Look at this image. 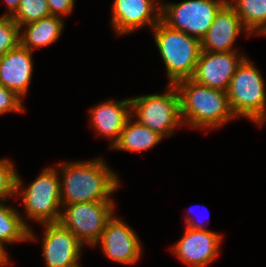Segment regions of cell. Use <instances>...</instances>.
Here are the masks:
<instances>
[{
	"instance_id": "1",
	"label": "cell",
	"mask_w": 266,
	"mask_h": 267,
	"mask_svg": "<svg viewBox=\"0 0 266 267\" xmlns=\"http://www.w3.org/2000/svg\"><path fill=\"white\" fill-rule=\"evenodd\" d=\"M61 204L113 202L110 195L120 185L118 177L101 159L61 165Z\"/></svg>"
},
{
	"instance_id": "2",
	"label": "cell",
	"mask_w": 266,
	"mask_h": 267,
	"mask_svg": "<svg viewBox=\"0 0 266 267\" xmlns=\"http://www.w3.org/2000/svg\"><path fill=\"white\" fill-rule=\"evenodd\" d=\"M175 86L183 123L194 128H214L236 118L226 91L198 84L191 78L178 81Z\"/></svg>"
},
{
	"instance_id": "3",
	"label": "cell",
	"mask_w": 266,
	"mask_h": 267,
	"mask_svg": "<svg viewBox=\"0 0 266 267\" xmlns=\"http://www.w3.org/2000/svg\"><path fill=\"white\" fill-rule=\"evenodd\" d=\"M153 30L156 45L165 62L169 84L192 78L201 53V41L168 27L161 20Z\"/></svg>"
},
{
	"instance_id": "4",
	"label": "cell",
	"mask_w": 266,
	"mask_h": 267,
	"mask_svg": "<svg viewBox=\"0 0 266 267\" xmlns=\"http://www.w3.org/2000/svg\"><path fill=\"white\" fill-rule=\"evenodd\" d=\"M235 116H244L261 125L266 118L264 80L246 58L237 67L226 91Z\"/></svg>"
},
{
	"instance_id": "5",
	"label": "cell",
	"mask_w": 266,
	"mask_h": 267,
	"mask_svg": "<svg viewBox=\"0 0 266 267\" xmlns=\"http://www.w3.org/2000/svg\"><path fill=\"white\" fill-rule=\"evenodd\" d=\"M131 111L136 121L147 126L160 136L171 135L181 125L180 96L175 84H169L164 94L132 98Z\"/></svg>"
},
{
	"instance_id": "6",
	"label": "cell",
	"mask_w": 266,
	"mask_h": 267,
	"mask_svg": "<svg viewBox=\"0 0 266 267\" xmlns=\"http://www.w3.org/2000/svg\"><path fill=\"white\" fill-rule=\"evenodd\" d=\"M226 0H186L161 5V21L200 41L206 36L213 20ZM193 34V35H192Z\"/></svg>"
},
{
	"instance_id": "7",
	"label": "cell",
	"mask_w": 266,
	"mask_h": 267,
	"mask_svg": "<svg viewBox=\"0 0 266 267\" xmlns=\"http://www.w3.org/2000/svg\"><path fill=\"white\" fill-rule=\"evenodd\" d=\"M58 223L73 233L82 243L96 245L112 218L113 202H82L64 205Z\"/></svg>"
},
{
	"instance_id": "8",
	"label": "cell",
	"mask_w": 266,
	"mask_h": 267,
	"mask_svg": "<svg viewBox=\"0 0 266 267\" xmlns=\"http://www.w3.org/2000/svg\"><path fill=\"white\" fill-rule=\"evenodd\" d=\"M53 168H46L22 192L27 216L42 224L58 223L60 218L61 182Z\"/></svg>"
},
{
	"instance_id": "9",
	"label": "cell",
	"mask_w": 266,
	"mask_h": 267,
	"mask_svg": "<svg viewBox=\"0 0 266 267\" xmlns=\"http://www.w3.org/2000/svg\"><path fill=\"white\" fill-rule=\"evenodd\" d=\"M184 236L172 248L176 256L191 267H204L218 255L221 235L205 229L191 217Z\"/></svg>"
},
{
	"instance_id": "10",
	"label": "cell",
	"mask_w": 266,
	"mask_h": 267,
	"mask_svg": "<svg viewBox=\"0 0 266 267\" xmlns=\"http://www.w3.org/2000/svg\"><path fill=\"white\" fill-rule=\"evenodd\" d=\"M245 58L244 55L239 57L236 51H201L191 79L198 84L227 91L237 67Z\"/></svg>"
},
{
	"instance_id": "11",
	"label": "cell",
	"mask_w": 266,
	"mask_h": 267,
	"mask_svg": "<svg viewBox=\"0 0 266 267\" xmlns=\"http://www.w3.org/2000/svg\"><path fill=\"white\" fill-rule=\"evenodd\" d=\"M45 225L43 254L47 267H79L83 243L59 223Z\"/></svg>"
},
{
	"instance_id": "12",
	"label": "cell",
	"mask_w": 266,
	"mask_h": 267,
	"mask_svg": "<svg viewBox=\"0 0 266 267\" xmlns=\"http://www.w3.org/2000/svg\"><path fill=\"white\" fill-rule=\"evenodd\" d=\"M99 241L106 256L113 261L132 264L140 258L142 248L135 231L113 216Z\"/></svg>"
},
{
	"instance_id": "13",
	"label": "cell",
	"mask_w": 266,
	"mask_h": 267,
	"mask_svg": "<svg viewBox=\"0 0 266 267\" xmlns=\"http://www.w3.org/2000/svg\"><path fill=\"white\" fill-rule=\"evenodd\" d=\"M154 6V0H114L112 26L119 35L146 24L153 28L161 20V5H158L156 15Z\"/></svg>"
},
{
	"instance_id": "14",
	"label": "cell",
	"mask_w": 266,
	"mask_h": 267,
	"mask_svg": "<svg viewBox=\"0 0 266 267\" xmlns=\"http://www.w3.org/2000/svg\"><path fill=\"white\" fill-rule=\"evenodd\" d=\"M244 29L240 17L227 1L217 12L206 36L201 40V51L230 52L233 43Z\"/></svg>"
},
{
	"instance_id": "15",
	"label": "cell",
	"mask_w": 266,
	"mask_h": 267,
	"mask_svg": "<svg viewBox=\"0 0 266 267\" xmlns=\"http://www.w3.org/2000/svg\"><path fill=\"white\" fill-rule=\"evenodd\" d=\"M32 62V51L20 44L2 55L0 57V85L23 97L32 77Z\"/></svg>"
},
{
	"instance_id": "16",
	"label": "cell",
	"mask_w": 266,
	"mask_h": 267,
	"mask_svg": "<svg viewBox=\"0 0 266 267\" xmlns=\"http://www.w3.org/2000/svg\"><path fill=\"white\" fill-rule=\"evenodd\" d=\"M131 100L107 101L91 109L94 129L108 138H114L110 147L119 139L122 129L131 117Z\"/></svg>"
},
{
	"instance_id": "17",
	"label": "cell",
	"mask_w": 266,
	"mask_h": 267,
	"mask_svg": "<svg viewBox=\"0 0 266 267\" xmlns=\"http://www.w3.org/2000/svg\"><path fill=\"white\" fill-rule=\"evenodd\" d=\"M23 26H27V31L24 34L20 32V45L32 51L35 47H43L55 42L63 30V21L61 17L50 15L22 25L20 31Z\"/></svg>"
},
{
	"instance_id": "18",
	"label": "cell",
	"mask_w": 266,
	"mask_h": 267,
	"mask_svg": "<svg viewBox=\"0 0 266 267\" xmlns=\"http://www.w3.org/2000/svg\"><path fill=\"white\" fill-rule=\"evenodd\" d=\"M130 117L122 129L118 141L111 147L112 149L137 152L149 149L158 144L163 138L157 132L140 124L132 123Z\"/></svg>"
},
{
	"instance_id": "19",
	"label": "cell",
	"mask_w": 266,
	"mask_h": 267,
	"mask_svg": "<svg viewBox=\"0 0 266 267\" xmlns=\"http://www.w3.org/2000/svg\"><path fill=\"white\" fill-rule=\"evenodd\" d=\"M29 226L13 208L0 204V247L3 243L19 242L33 239Z\"/></svg>"
},
{
	"instance_id": "20",
	"label": "cell",
	"mask_w": 266,
	"mask_h": 267,
	"mask_svg": "<svg viewBox=\"0 0 266 267\" xmlns=\"http://www.w3.org/2000/svg\"><path fill=\"white\" fill-rule=\"evenodd\" d=\"M228 2L237 12L248 34L255 30L260 34L266 27V0H235L233 3Z\"/></svg>"
},
{
	"instance_id": "21",
	"label": "cell",
	"mask_w": 266,
	"mask_h": 267,
	"mask_svg": "<svg viewBox=\"0 0 266 267\" xmlns=\"http://www.w3.org/2000/svg\"><path fill=\"white\" fill-rule=\"evenodd\" d=\"M50 15L47 0H20L18 9L11 18L21 27Z\"/></svg>"
},
{
	"instance_id": "22",
	"label": "cell",
	"mask_w": 266,
	"mask_h": 267,
	"mask_svg": "<svg viewBox=\"0 0 266 267\" xmlns=\"http://www.w3.org/2000/svg\"><path fill=\"white\" fill-rule=\"evenodd\" d=\"M21 178L8 159L0 160V201L17 193L21 189ZM9 195V196H8Z\"/></svg>"
},
{
	"instance_id": "23",
	"label": "cell",
	"mask_w": 266,
	"mask_h": 267,
	"mask_svg": "<svg viewBox=\"0 0 266 267\" xmlns=\"http://www.w3.org/2000/svg\"><path fill=\"white\" fill-rule=\"evenodd\" d=\"M20 27L9 16L0 17V57L20 44Z\"/></svg>"
},
{
	"instance_id": "24",
	"label": "cell",
	"mask_w": 266,
	"mask_h": 267,
	"mask_svg": "<svg viewBox=\"0 0 266 267\" xmlns=\"http://www.w3.org/2000/svg\"><path fill=\"white\" fill-rule=\"evenodd\" d=\"M21 100L16 92L0 85V115L10 111H24Z\"/></svg>"
},
{
	"instance_id": "25",
	"label": "cell",
	"mask_w": 266,
	"mask_h": 267,
	"mask_svg": "<svg viewBox=\"0 0 266 267\" xmlns=\"http://www.w3.org/2000/svg\"><path fill=\"white\" fill-rule=\"evenodd\" d=\"M75 0H47L51 15L58 16L68 15L74 7Z\"/></svg>"
},
{
	"instance_id": "26",
	"label": "cell",
	"mask_w": 266,
	"mask_h": 267,
	"mask_svg": "<svg viewBox=\"0 0 266 267\" xmlns=\"http://www.w3.org/2000/svg\"><path fill=\"white\" fill-rule=\"evenodd\" d=\"M6 1V4L8 6V9H9V14H5L3 16H13L17 9H18V6H19V3H20V0H5ZM12 13V14H11Z\"/></svg>"
},
{
	"instance_id": "27",
	"label": "cell",
	"mask_w": 266,
	"mask_h": 267,
	"mask_svg": "<svg viewBox=\"0 0 266 267\" xmlns=\"http://www.w3.org/2000/svg\"><path fill=\"white\" fill-rule=\"evenodd\" d=\"M8 255L6 254L5 250L0 247V266L8 264Z\"/></svg>"
},
{
	"instance_id": "28",
	"label": "cell",
	"mask_w": 266,
	"mask_h": 267,
	"mask_svg": "<svg viewBox=\"0 0 266 267\" xmlns=\"http://www.w3.org/2000/svg\"><path fill=\"white\" fill-rule=\"evenodd\" d=\"M260 34L266 35V27L263 29V31Z\"/></svg>"
}]
</instances>
